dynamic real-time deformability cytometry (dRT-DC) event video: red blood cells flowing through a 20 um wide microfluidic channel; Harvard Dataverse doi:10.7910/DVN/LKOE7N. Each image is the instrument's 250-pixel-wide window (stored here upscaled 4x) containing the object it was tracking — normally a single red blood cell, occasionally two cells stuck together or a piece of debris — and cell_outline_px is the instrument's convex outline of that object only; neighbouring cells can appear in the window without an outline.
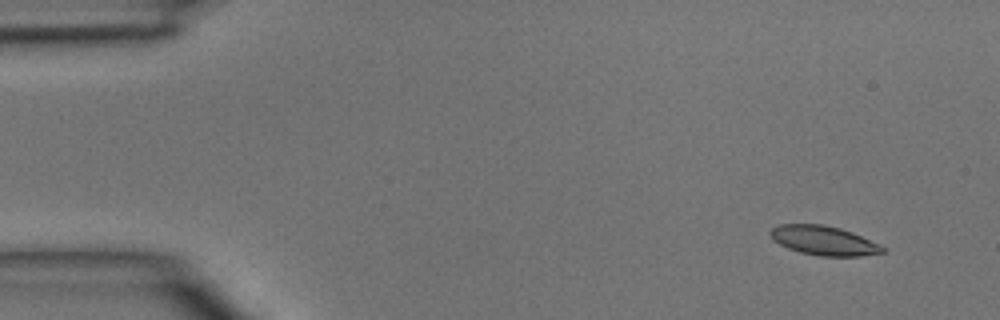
{"species": "common noctule bat (a hibernating species)", "species_latin": "Nyctalus noctula", "temperature_condition": "room temperature", "stored_images_in_passage": 44, "camera_frame_rate_fps": 3000, "um_per_image_px": 0.085, "animal": {"sex": "male", "body_mass_g": 15.6}, "frame": {"image": 1, "passage_image": 1, "time_ms": 0.0, "image_size_px": [1000, 320], "cell_outline_px": [[884, 252], [860, 256], [820, 256], [800, 252], [788, 248], [772, 240], [768, 232], [772, 228], [780, 224], [824, 224], [840, 228], [852, 232], [880, 244], [884, 248]], "centroid_in_image_um": [69.99, 20.44], "position_along_channel_um": 15.0, "area_um2": 19.19}}
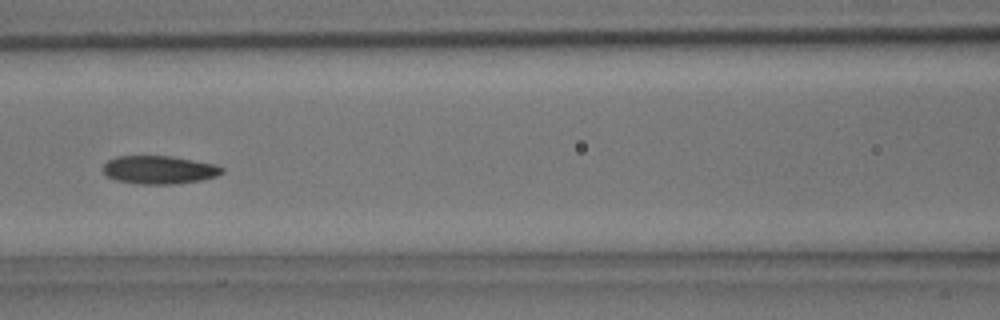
{"frame": {"image": 2, "passage_image": 18, "time_ms": 5.667, "image_size_px": [1000, 320], "cell_outline_px": [[224, 172], [216, 176], [200, 180], [172, 184], [140, 184], [116, 180], [108, 176], [104, 172], [104, 164], [108, 160], [116, 156], [172, 156], [216, 164], [224, 168]], "centroid_in_image_um": [13.55, 14.43], "position_along_channel_um": 153.0, "area_um2": 19.48}}
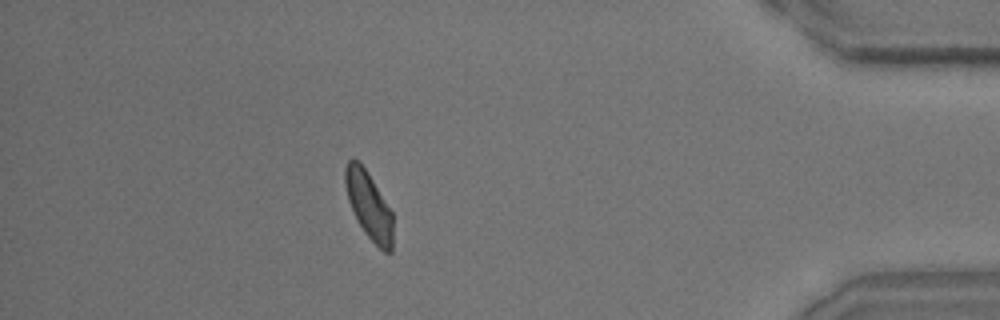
{"frame": {"image": 3, "passage_image": 39, "time_ms": 12.667, "image_size_px": [1000, 320], "cell_outline_px": [[392, 252], [384, 252], [364, 232], [348, 200], [344, 184], [344, 168], [348, 160], [356, 160], [364, 168], [372, 180], [392, 212]], "centroid_in_image_um": [31.34, 17.46], "position_along_channel_um": 403.9, "area_um2": 18.21}}